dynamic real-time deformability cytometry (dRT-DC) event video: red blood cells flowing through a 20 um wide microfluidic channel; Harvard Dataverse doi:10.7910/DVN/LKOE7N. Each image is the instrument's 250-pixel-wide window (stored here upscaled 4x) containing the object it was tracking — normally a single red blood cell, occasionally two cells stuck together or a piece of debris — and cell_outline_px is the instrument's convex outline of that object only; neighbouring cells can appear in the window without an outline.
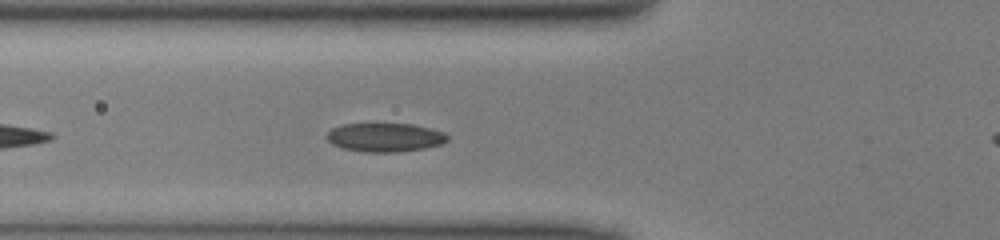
{"species": "common noctule bat (a hibernating species)", "species_latin": "Nyctalus noctula", "temperature_condition": "cold", "stored_images_in_passage": 23, "camera_frame_rate_fps": 3000, "um_per_image_px": 0.085, "animal": {"sex": "male", "body_mass_g": 13.0, "forearm_length_mm": 53.1}, "frame": {"image": 1, "passage_image": 5, "time_ms": 1.333, "image_size_px": [1000, 240], "cell_outline_px": [[448, 140], [440, 144], [424, 148], [396, 152], [364, 152], [340, 148], [332, 144], [328, 140], [328, 132], [332, 128], [344, 124], [412, 124], [444, 132], [448, 136]], "centroid_in_image_um": [32.7, 11.68], "position_along_channel_um": 93.1, "area_um2": 20.06}}
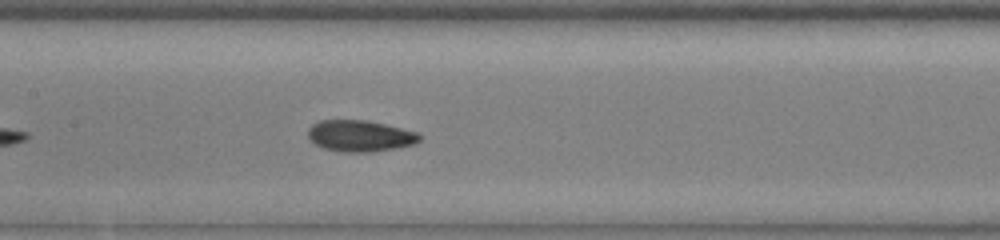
{"frame": {"image": 2, "passage_image": 11, "time_ms": 3.333, "image_size_px": [1000, 240], "cell_outline_px": [[420, 140], [412, 144], [396, 148], [372, 152], [344, 152], [324, 148], [316, 144], [308, 136], [308, 128], [312, 124], [320, 120], [364, 120], [384, 124], [416, 132], [420, 136]], "centroid_in_image_um": [30.57, 11.55], "position_along_channel_um": 176.8, "area_um2": 20.11}}
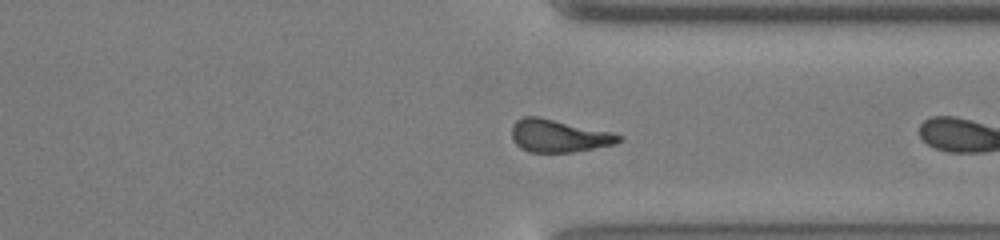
{"frame": {"image": 3, "passage_image": 22, "time_ms": 7.0, "image_size_px": [1000, 240], "cell_outline_px": [[624, 136], [616, 144], [572, 152], [528, 152], [520, 148], [512, 140], [512, 128], [516, 120], [524, 116], [540, 116], [612, 132]], "centroid_in_image_um": [47.48, 11.54], "position_along_channel_um": 363.9, "area_um2": 20.52}}